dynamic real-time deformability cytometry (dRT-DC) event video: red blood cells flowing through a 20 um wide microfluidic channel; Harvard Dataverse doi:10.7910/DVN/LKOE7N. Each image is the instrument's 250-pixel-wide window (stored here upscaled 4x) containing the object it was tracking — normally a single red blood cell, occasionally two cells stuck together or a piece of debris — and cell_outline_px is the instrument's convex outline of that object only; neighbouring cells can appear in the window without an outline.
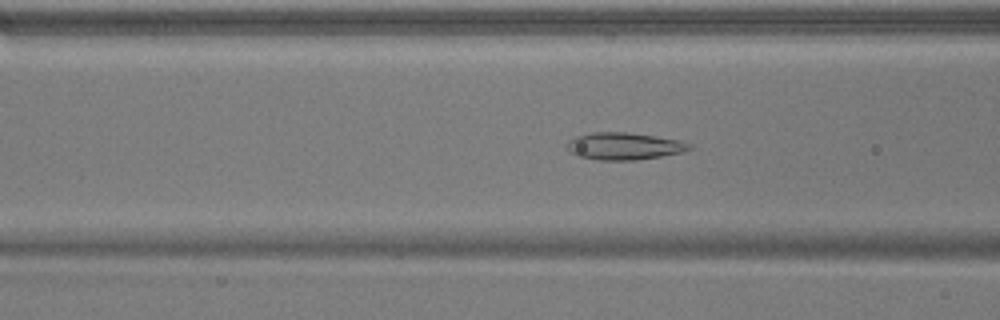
{"species": "common noctule bat (a hibernating species)", "species_latin": "Nyctalus noctula", "temperature_condition": "warm", "stored_images_in_passage": 43, "camera_frame_rate_fps": 3000, "um_per_image_px": 0.085, "animal": {"sex": "male", "body_mass_g": 17.9}, "frame": {"image": 1, "passage_image": 11, "time_ms": 3.333, "image_size_px": [1000, 320], "cell_outline_px": [[692, 148], [684, 152], [636, 160], [600, 160], [576, 156], [564, 144], [568, 140], [576, 136], [592, 132], [624, 132], [680, 140], [692, 144]], "centroid_in_image_um": [53.03, 12.42], "position_along_channel_um": 113.6, "area_um2": 19.36}}
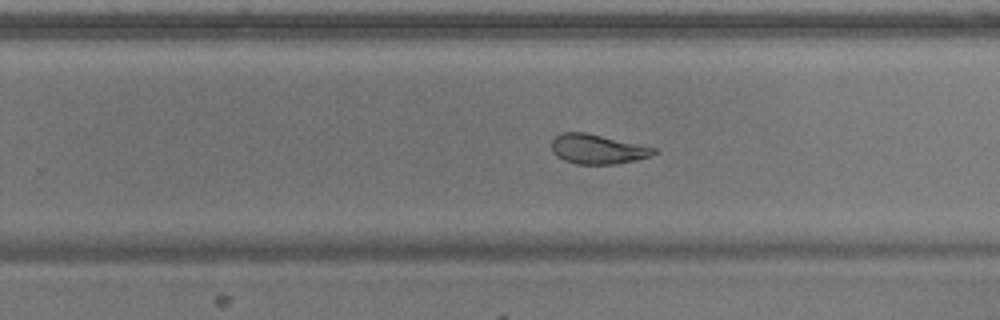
{"frame": {"image": 2, "passage_image": 24, "time_ms": 7.667, "image_size_px": [1000, 320], "cell_outline_px": [[660, 152], [652, 156], [636, 160], [612, 164], [576, 164], [564, 160], [556, 156], [552, 152], [552, 140], [560, 132], [584, 132], [656, 148]], "centroid_in_image_um": [50.79, 12.68], "position_along_channel_um": 279.0, "area_um2": 17.63}}
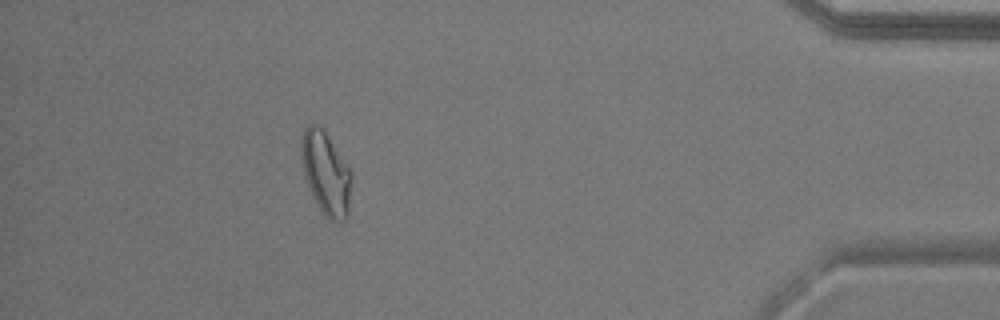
{"frame": {"image": 3, "passage_image": 38, "time_ms": 12.333, "image_size_px": [1000, 320], "cell_outline_px": [[352, 180], [348, 216], [344, 220], [328, 220], [324, 216], [316, 204], [312, 196], [304, 172], [300, 152], [300, 140], [304, 128], [308, 124], [316, 124], [324, 128], [352, 172]], "centroid_in_image_um": [27.7, 14.7], "position_along_channel_um": 407.5, "area_um2": 24.68}, "authors_computed_cell_mechanics": {"area_um2": 20.1144, "velocity_mm_per_s": 3.8194, "shape_relaxation_time_tau1_ms": null, "shape_relaxation_time_tau2_ms": 1.3603, "deformation_change_tau1": null, "deformation_change_tau2": 0.0753}}